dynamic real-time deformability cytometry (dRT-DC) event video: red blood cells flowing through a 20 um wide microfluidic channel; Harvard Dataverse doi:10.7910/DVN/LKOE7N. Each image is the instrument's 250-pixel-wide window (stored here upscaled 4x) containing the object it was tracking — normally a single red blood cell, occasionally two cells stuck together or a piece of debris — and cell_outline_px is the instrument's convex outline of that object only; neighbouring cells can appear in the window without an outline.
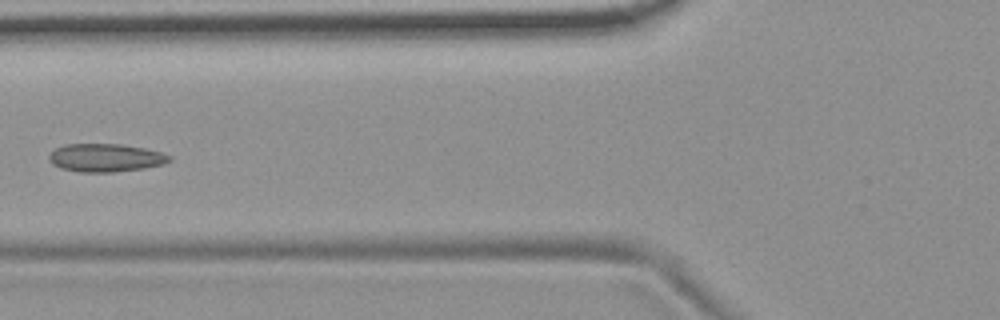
{"species": "common noctule bat (a hibernating species)", "species_latin": "Nyctalus noctula", "temperature_condition": "room temperature", "stored_images_in_passage": 6, "camera_frame_rate_fps": 3000, "um_per_image_px": 0.085, "animal": {"sex": "female", "body_mass_g": 19.9}, "frame": {"image": 1, "passage_image": 5, "time_ms": 4.667, "image_size_px": [1000, 320], "cell_outline_px": [[172, 160], [164, 164], [144, 168], [112, 172], [80, 172], [60, 168], [52, 164], [48, 160], [48, 156], [56, 148], [64, 144], [120, 144], [144, 148], [160, 152], [172, 156]], "centroid_in_image_um": [8.97, 13.41], "position_along_channel_um": 116.8, "area_um2": 19.77}}
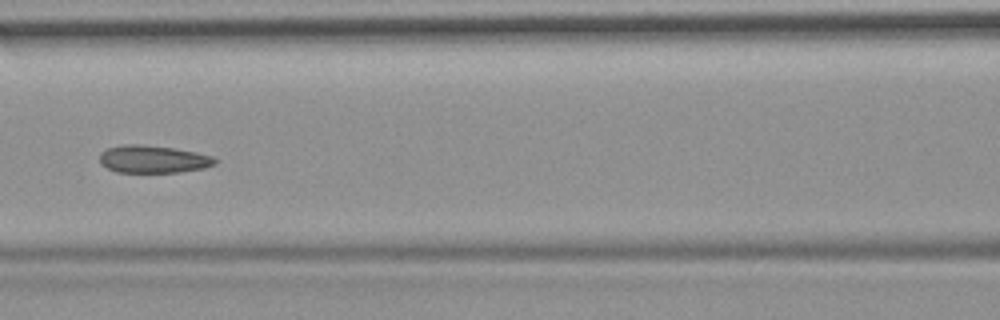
{"frame": {"image": 2, "passage_image": 6, "time_ms": 5.667, "image_size_px": [1000, 320], "cell_outline_px": [[216, 164], [204, 168], [180, 172], [116, 172], [100, 164], [100, 152], [108, 148], [124, 144], [144, 144], [176, 148], [196, 152], [212, 156], [216, 160]], "centroid_in_image_um": [13.01, 13.52], "position_along_channel_um": 153.6, "area_um2": 18.67}}